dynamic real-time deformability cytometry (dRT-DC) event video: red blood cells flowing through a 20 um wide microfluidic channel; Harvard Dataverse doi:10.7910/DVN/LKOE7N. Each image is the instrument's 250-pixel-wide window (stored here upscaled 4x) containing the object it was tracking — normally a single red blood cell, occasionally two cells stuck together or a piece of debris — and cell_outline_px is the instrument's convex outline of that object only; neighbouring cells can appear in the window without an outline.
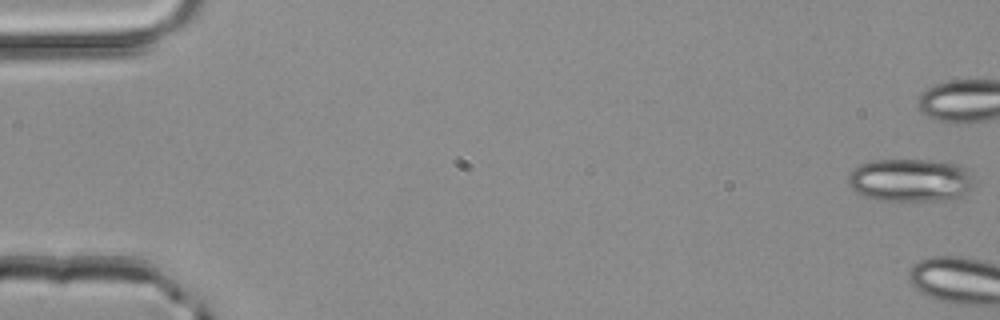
{"species": "common noctule bat (a hibernating species)", "species_latin": "Nyctalus noctula", "temperature_condition": "room temperature", "stored_images_in_passage": 4, "camera_frame_rate_fps": 3000, "um_per_image_px": 0.085, "animal": {"sex": "male", "body_mass_g": 20.4}, "frame": {"image": 1, "passage_image": 1, "time_ms": 0.0, "image_size_px": [1000, 320], "cell_outline_px": [[972, 184], [968, 192], [960, 196], [948, 200], [876, 200], [864, 196], [856, 192], [848, 184], [848, 172], [860, 164], [872, 160], [932, 160], [956, 164], [972, 172]], "centroid_in_image_um": [77.35, 15.31], "position_along_channel_um": 7.6, "area_um2": 31.62}}